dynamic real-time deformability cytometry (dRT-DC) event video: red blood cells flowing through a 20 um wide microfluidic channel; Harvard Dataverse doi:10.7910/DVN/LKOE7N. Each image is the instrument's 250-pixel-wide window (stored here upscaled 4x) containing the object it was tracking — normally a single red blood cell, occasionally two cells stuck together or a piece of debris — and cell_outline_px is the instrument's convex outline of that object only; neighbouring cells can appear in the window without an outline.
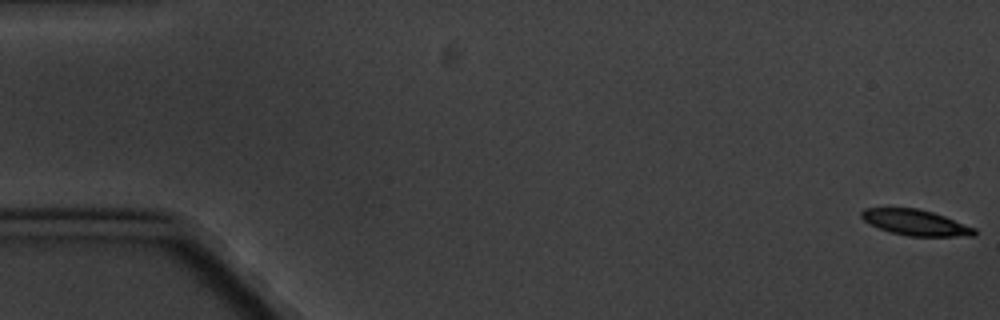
{"species": "common noctule bat (a hibernating species)", "species_latin": "Nyctalus noctula", "temperature_condition": "cold", "stored_images_in_passage": 5, "camera_frame_rate_fps": 3000, "um_per_image_px": 0.085, "animal": {"sex": "male", "body_mass_g": 20.1, "forearm_length_mm": 53.5}, "frame": {"image": 1, "passage_image": 1, "time_ms": 0.0, "image_size_px": [1000, 320], "cell_outline_px": [[976, 232], [972, 236], [908, 236], [892, 232], [880, 228], [864, 220], [860, 216], [860, 212], [864, 208], [916, 208], [932, 212], [944, 216], [976, 228]], "centroid_in_image_um": [77.83, 18.91], "position_along_channel_um": 7.2, "area_um2": 16.7}}
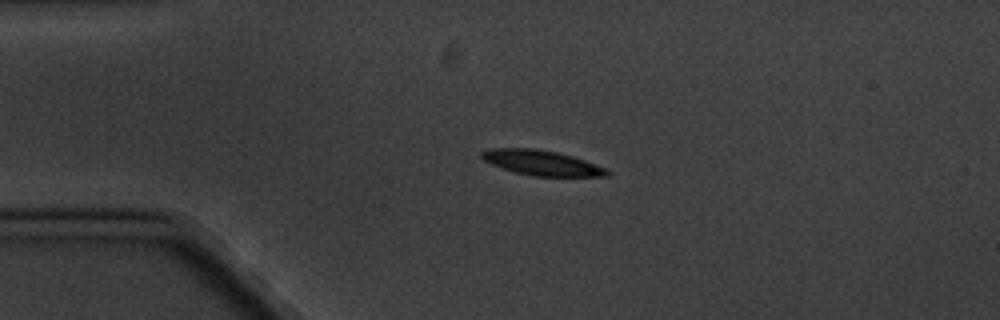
{"frame": {"image": 2, "passage_image": 4, "time_ms": 4.333, "image_size_px": [1000, 320], "cell_outline_px": [[612, 172], [608, 176], [532, 176], [516, 172], [492, 164], [484, 160], [480, 156], [480, 152], [488, 148], [536, 148], [556, 152], [572, 156], [608, 168]], "centroid_in_image_um": [46.07, 13.83], "position_along_channel_um": 38.9, "area_um2": 18.32}}